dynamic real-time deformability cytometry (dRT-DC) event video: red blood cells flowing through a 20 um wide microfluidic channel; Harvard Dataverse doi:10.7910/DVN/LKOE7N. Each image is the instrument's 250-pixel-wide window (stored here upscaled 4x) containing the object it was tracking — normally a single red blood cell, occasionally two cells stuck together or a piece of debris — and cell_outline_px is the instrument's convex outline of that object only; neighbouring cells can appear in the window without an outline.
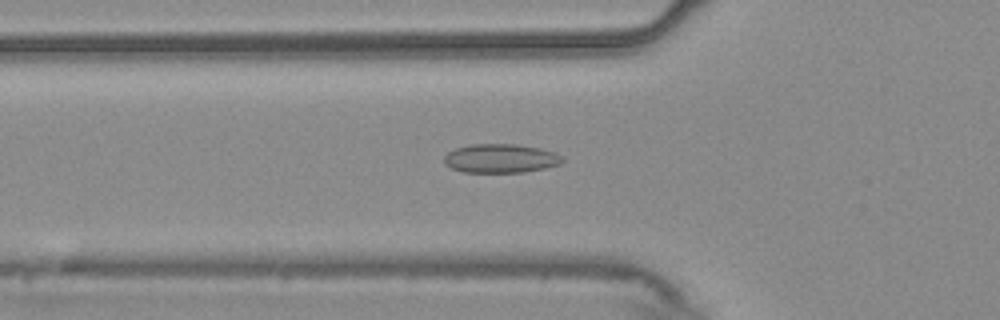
{"species": "common noctule bat (a hibernating species)", "species_latin": "Nyctalus noctula", "temperature_condition": "warm", "stored_images_in_passage": 54, "camera_frame_rate_fps": 3000, "um_per_image_px": 0.085, "animal": {"sex": "male", "body_mass_g": 20.4}, "frame": {"image": 1, "passage_image": 19, "time_ms": 6.0, "image_size_px": [1000, 320], "cell_outline_px": [[564, 160], [560, 164], [544, 168], [524, 172], [464, 172], [452, 168], [444, 164], [444, 156], [448, 152], [456, 148], [472, 144], [516, 144], [540, 148], [556, 152], [564, 156]], "centroid_in_image_um": [42.58, 13.46], "position_along_channel_um": 83.2, "area_um2": 20.0}}
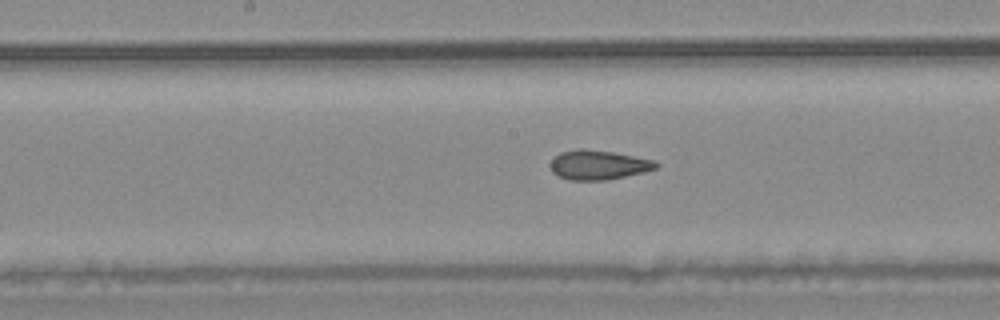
{"frame": {"image": 2, "passage_image": 28, "time_ms": 9.0, "image_size_px": [1000, 320], "cell_outline_px": [[660, 164], [656, 168], [644, 172], [608, 180], [568, 180], [556, 176], [552, 172], [548, 164], [560, 152], [576, 148], [584, 148], [612, 152], [652, 160]], "centroid_in_image_um": [50.8, 14.02], "position_along_channel_um": 197.4, "area_um2": 18.26}}
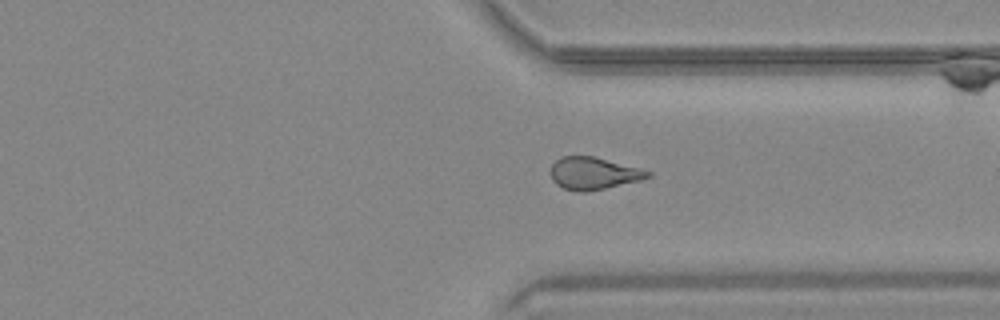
{"frame": {"image": 3, "passage_image": 41, "time_ms": 13.333, "image_size_px": [1000, 320], "cell_outline_px": [[652, 176], [640, 180], [604, 188], [584, 192], [576, 192], [564, 188], [556, 184], [552, 180], [552, 164], [560, 156], [592, 156], [640, 168], [652, 172]], "centroid_in_image_um": [50.44, 14.73], "position_along_channel_um": 361.0, "area_um2": 18.09}, "authors_computed_cell_mechanics": {"area_um2": 19.1029, "velocity_mm_per_s": 3.7712, "shape_relaxation_time_tau1_ms": null, "shape_relaxation_time_tau2_ms": 2.4882, "deformation_change_tau1": null, "deformation_change_tau2": 0.0864}}